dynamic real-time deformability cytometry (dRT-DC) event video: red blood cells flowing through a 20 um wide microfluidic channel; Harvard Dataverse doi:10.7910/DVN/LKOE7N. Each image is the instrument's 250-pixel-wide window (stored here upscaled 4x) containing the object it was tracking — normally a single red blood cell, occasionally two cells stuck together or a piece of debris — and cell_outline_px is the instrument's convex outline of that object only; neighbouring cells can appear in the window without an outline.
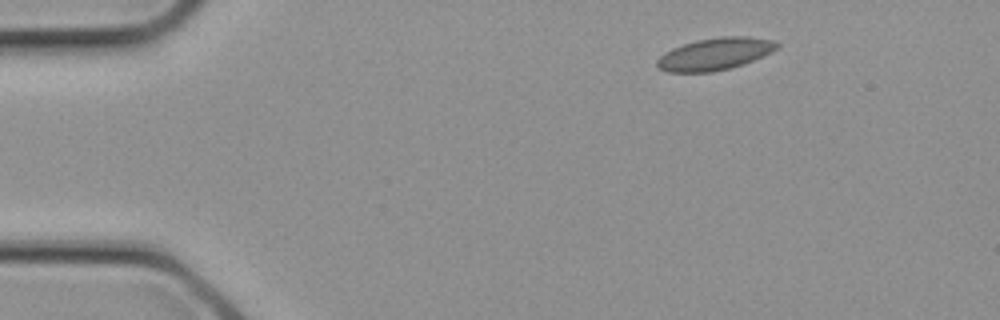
{"species": "common noctule bat (a hibernating species)", "species_latin": "Nyctalus noctula", "temperature_condition": "cold", "stored_images_in_passage": 1, "camera_frame_rate_fps": 3000, "um_per_image_px": 0.085, "animal": {"sex": "female", "body_mass_g": 21.9}, "frame": {"image": 1, "passage_image": 1, "time_ms": 0.0, "image_size_px": [1000, 320], "cell_outline_px": [[780, 44], [772, 52], [764, 56], [744, 64], [712, 72], [668, 72], [660, 68], [656, 64], [656, 60], [664, 52], [672, 48], [696, 40], [724, 36], [744, 36], [772, 40]], "centroid_in_image_um": [60.76, 4.59], "position_along_channel_um": 24.2, "area_um2": 22.37}}